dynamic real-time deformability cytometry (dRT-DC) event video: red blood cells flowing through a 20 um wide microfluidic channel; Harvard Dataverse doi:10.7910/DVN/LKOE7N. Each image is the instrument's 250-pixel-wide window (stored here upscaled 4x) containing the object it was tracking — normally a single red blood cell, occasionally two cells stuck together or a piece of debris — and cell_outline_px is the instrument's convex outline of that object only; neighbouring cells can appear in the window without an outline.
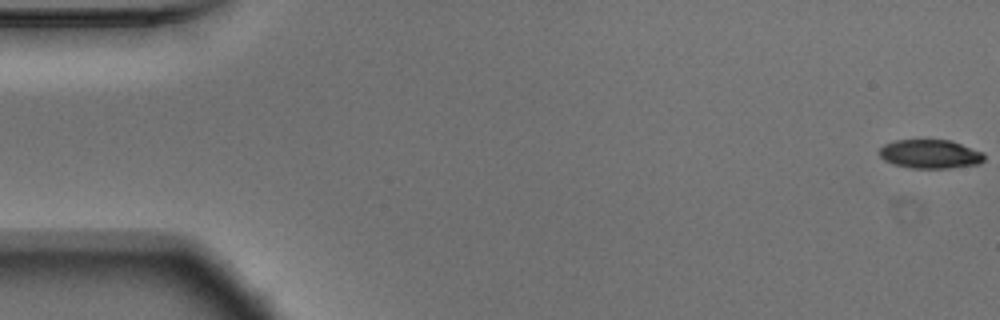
{"species": "Egyptian fruit bat (a non-hibernating species)", "species_latin": "Rousettus aegyptiacus", "temperature_condition": "warm", "stored_images_in_passage": 54, "camera_frame_rate_fps": 3000, "um_per_image_px": 0.085, "animal": {"sex": "male"}, "frame": {"image": 1, "passage_image": 1, "time_ms": 0.0, "image_size_px": [1000, 320], "cell_outline_px": [[984, 160], [980, 164], [948, 168], [912, 168], [892, 164], [884, 160], [880, 156], [880, 148], [884, 144], [896, 140], [952, 140], [984, 152]], "centroid_in_image_um": [79.09, 13.09], "position_along_channel_um": 5.9, "area_um2": 17.74}}
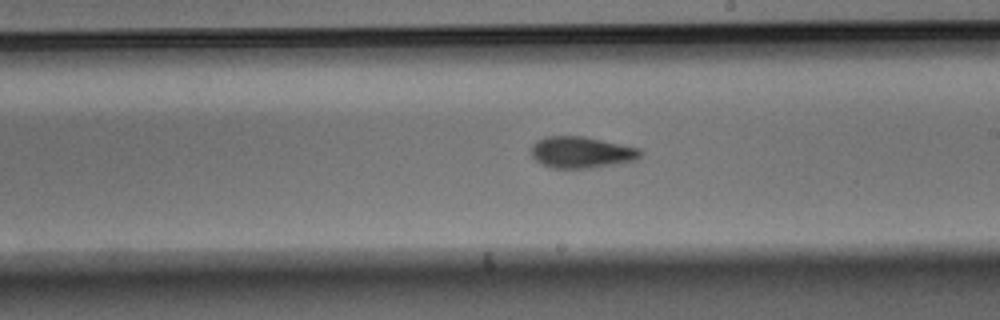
{"frame": {"image": 2, "passage_image": 31, "time_ms": 10.0, "image_size_px": [1000, 320], "cell_outline_px": [[644, 152], [636, 160], [620, 164], [588, 168], [552, 168], [540, 164], [532, 156], [532, 144], [536, 140], [544, 136], [584, 136], [640, 148]], "centroid_in_image_um": [49.43, 12.95], "position_along_channel_um": 239.6, "area_um2": 20.29}}
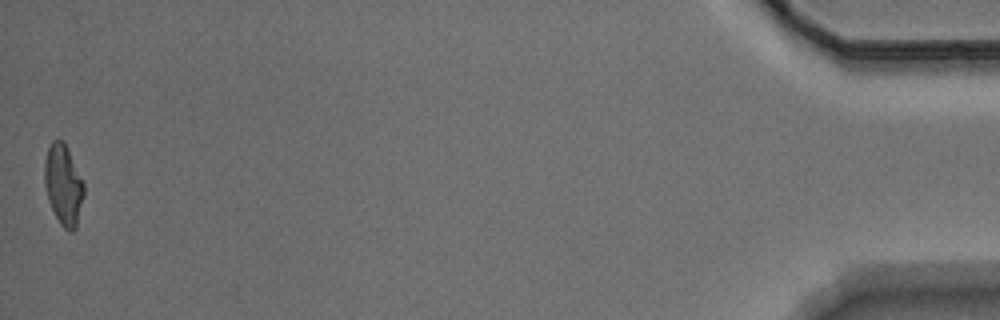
{"frame": {"image": 3, "passage_image": 54, "time_ms": 17.667, "image_size_px": [1000, 320], "cell_outline_px": [[84, 196], [76, 228], [72, 232], [68, 232], [60, 224], [48, 200], [44, 184], [44, 160], [48, 148], [52, 140], [64, 140], [68, 148], [84, 184]], "centroid_in_image_um": [5.38, 15.7], "position_along_channel_um": 429.8, "area_um2": 18.61}, "authors_computed_cell_mechanics": {"area_um2": 19.1896, "velocity_mm_per_s": 3.7536, "shape_relaxation_time_tau1_ms": 3.1463, "shape_relaxation_time_tau2_ms": 2.969, "deformation_change_tau1": 0.153, "deformation_change_tau2": 0.1026}}